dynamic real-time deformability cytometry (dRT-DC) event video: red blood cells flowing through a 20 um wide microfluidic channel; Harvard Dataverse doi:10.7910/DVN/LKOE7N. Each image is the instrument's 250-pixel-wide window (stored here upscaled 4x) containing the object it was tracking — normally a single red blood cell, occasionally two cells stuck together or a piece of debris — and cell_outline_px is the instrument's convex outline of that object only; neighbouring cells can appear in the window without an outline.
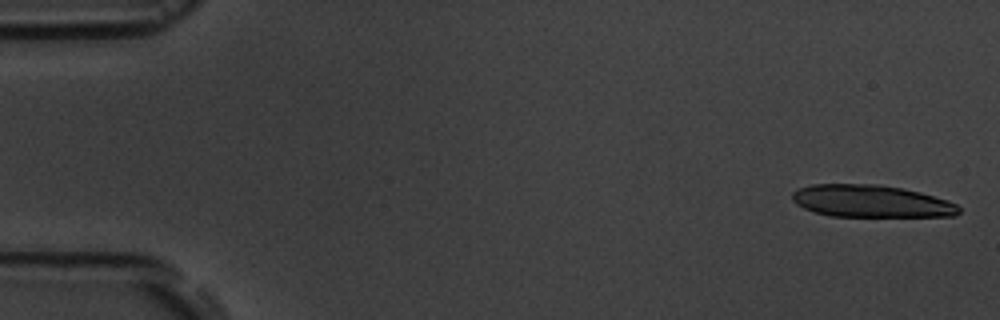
{"species": "common noctule bat (a hibernating species)", "species_latin": "Nyctalus noctula", "temperature_condition": "room temperature", "stored_images_in_passage": 4, "camera_frame_rate_fps": 3000, "um_per_image_px": 0.085, "animal": {"sex": "male", "body_mass_g": 19.5, "forearm_length_mm": 54.6}, "frame": {"image": 1, "passage_image": 1, "time_ms": 0.0, "image_size_px": [1000, 320], "cell_outline_px": [[960, 212], [956, 216], [832, 216], [816, 212], [804, 208], [796, 204], [792, 200], [792, 192], [796, 188], [812, 184], [876, 184], [900, 188], [920, 192], [948, 200], [956, 204], [960, 208]], "centroid_in_image_um": [74.02, 17.1], "position_along_channel_um": 11.0, "area_um2": 31.33}}